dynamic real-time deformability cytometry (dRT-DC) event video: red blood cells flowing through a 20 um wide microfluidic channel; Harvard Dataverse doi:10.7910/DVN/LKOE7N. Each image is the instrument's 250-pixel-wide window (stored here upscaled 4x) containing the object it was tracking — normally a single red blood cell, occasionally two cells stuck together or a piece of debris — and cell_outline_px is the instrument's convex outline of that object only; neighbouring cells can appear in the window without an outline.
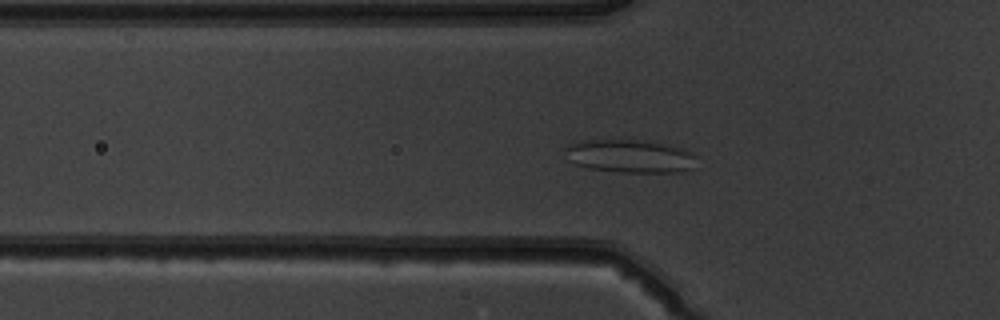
{"species": "common noctule bat (a hibernating species)", "species_latin": "Nyctalus noctula", "temperature_condition": "warm", "stored_images_in_passage": 51, "camera_frame_rate_fps": 3000, "um_per_image_px": 0.085, "animal": {"sex": "male", "body_mass_g": 19.5, "forearm_length_mm": 54.6}, "frame": {"image": 1, "passage_image": 17, "time_ms": 5.333, "image_size_px": [1000, 320], "cell_outline_px": [[696, 156], [692, 168], [680, 172], [624, 172], [588, 168], [576, 164], [568, 160], [564, 148], [568, 144], [584, 140], [632, 140], [660, 144], [684, 148], [692, 152]], "centroid_in_image_um": [53.52, 13.28], "position_along_channel_um": 72.3, "area_um2": 25.09}}
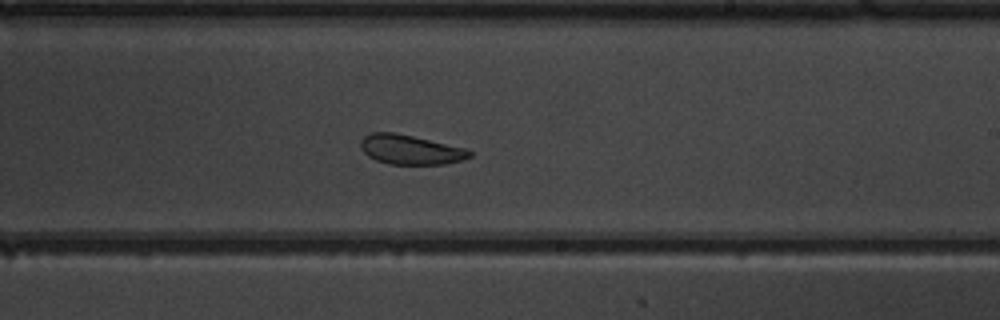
{"frame": {"image": 2, "passage_image": 31, "time_ms": 10.0, "image_size_px": [1000, 320], "cell_outline_px": [[472, 156], [460, 160], [444, 164], [388, 164], [376, 160], [368, 156], [360, 148], [360, 140], [364, 136], [372, 132], [392, 132], [412, 136], [468, 148], [472, 152]], "centroid_in_image_um": [34.88, 12.72], "position_along_channel_um": 254.1, "area_um2": 18.79}}
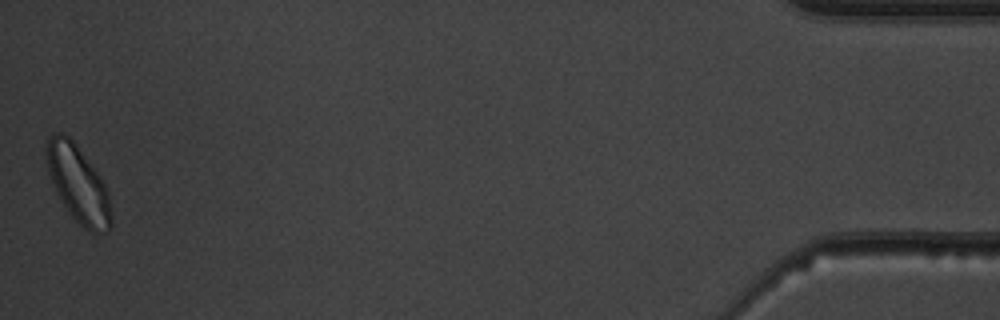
{"frame": {"image": 3, "passage_image": 51, "time_ms": 16.667, "image_size_px": [1000, 320], "cell_outline_px": [[112, 228], [108, 232], [88, 232], [68, 212], [52, 180], [48, 168], [44, 152], [44, 148], [48, 136], [56, 132], [60, 132], [68, 136], [76, 144], [96, 172], [104, 184], [108, 196], [112, 216]], "centroid_in_image_um": [6.63, 15.64], "position_along_channel_um": 428.6, "area_um2": 28.5}, "authors_computed_cell_mechanics": {"area_um2": 23.4668, "velocity_mm_per_s": 3.9125, "shape_relaxation_time_tau1_ms": 4.8624, "shape_relaxation_time_tau2_ms": 1.6262, "deformation_change_tau1": 0.0906, "deformation_change_tau2": 0.0719}}